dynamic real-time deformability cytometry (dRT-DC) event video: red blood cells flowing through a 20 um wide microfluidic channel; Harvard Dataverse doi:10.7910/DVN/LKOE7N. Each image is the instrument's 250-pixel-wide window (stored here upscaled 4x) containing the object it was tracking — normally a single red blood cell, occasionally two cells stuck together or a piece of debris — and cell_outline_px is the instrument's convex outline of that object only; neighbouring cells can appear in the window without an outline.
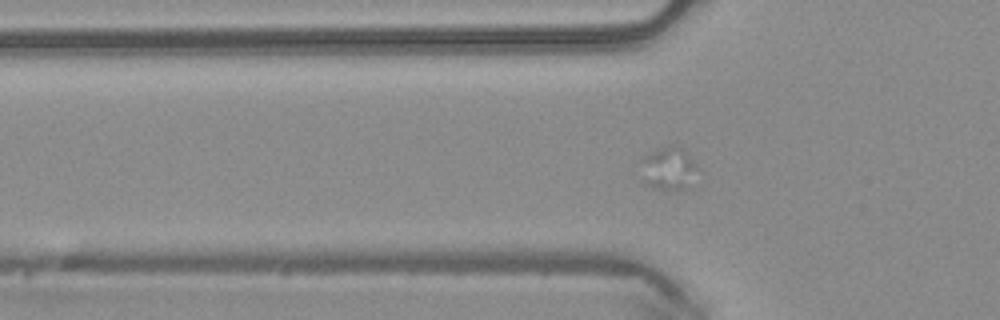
{"species": "common noctule bat (a hibernating species)", "species_latin": "Nyctalus noctula", "temperature_condition": "warm", "stored_images_in_passage": 16, "camera_frame_rate_fps": 3000, "um_per_image_px": 0.085, "animal": {"sex": "male", "body_mass_g": 20.4}, "frame": {"image": 1, "passage_image": 3, "time_ms": 0.667, "image_size_px": [1000, 320], "cell_outline_px": [[696, 168], [688, 188], [672, 192], [652, 188], [644, 184], [640, 160], [640, 156], [668, 144], [680, 144], [692, 160]], "centroid_in_image_um": [56.75, 14.31], "position_along_channel_um": 69.0, "area_um2": 14.68}}
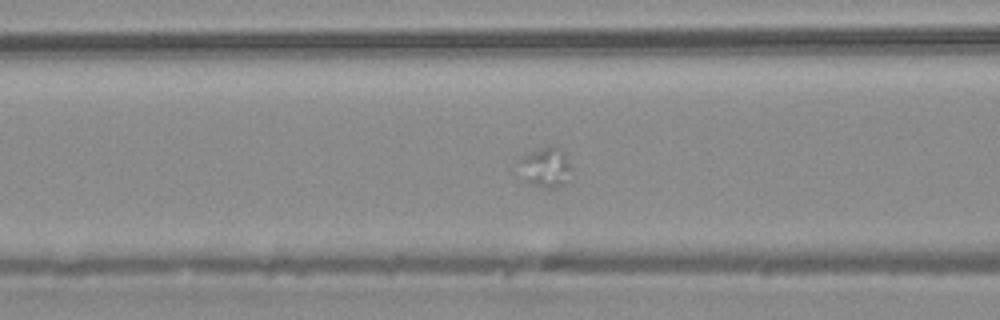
{"frame": {"image": 2, "passage_image": 7, "time_ms": 2.0, "image_size_px": [1000, 320], "cell_outline_px": [[568, 184], [556, 188], [544, 188], [520, 180], [520, 156], [552, 144], [560, 148], [564, 152], [568, 164]], "centroid_in_image_um": [46.33, 14.24], "position_along_channel_um": 120.3, "area_um2": 12.31}}